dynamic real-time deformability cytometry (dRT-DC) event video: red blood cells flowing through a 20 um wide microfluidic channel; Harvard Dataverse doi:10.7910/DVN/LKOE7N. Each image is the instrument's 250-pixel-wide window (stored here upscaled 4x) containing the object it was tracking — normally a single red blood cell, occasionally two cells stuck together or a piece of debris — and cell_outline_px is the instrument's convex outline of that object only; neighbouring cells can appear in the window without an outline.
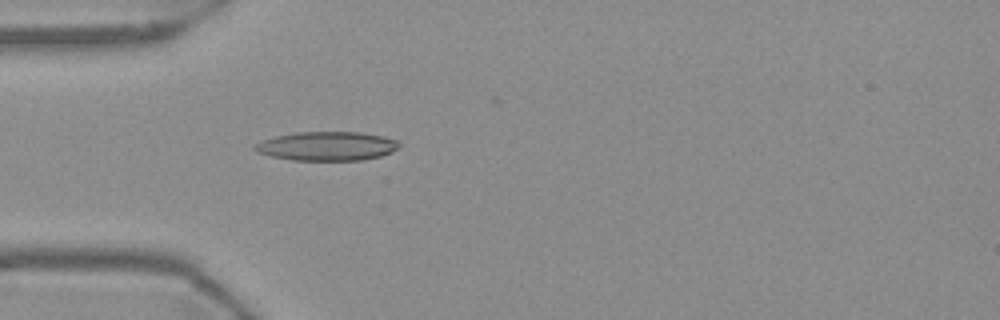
{"species": "Egyptian fruit bat (a non-hibernating species)", "species_latin": "Rousettus aegyptiacus", "temperature_condition": "warm", "stored_images_in_passage": 56, "camera_frame_rate_fps": 3000, "um_per_image_px": 0.085, "frame": {"image": 1, "passage_image": 18, "time_ms": 5.667, "image_size_px": [1000, 320], "cell_outline_px": [[400, 148], [392, 152], [380, 156], [360, 160], [292, 160], [272, 156], [256, 152], [252, 148], [256, 144], [264, 140], [276, 136], [296, 132], [360, 132], [384, 136], [396, 140], [400, 144]], "centroid_in_image_um": [27.81, 12.42], "position_along_channel_um": 57.2, "area_um2": 24.33}}
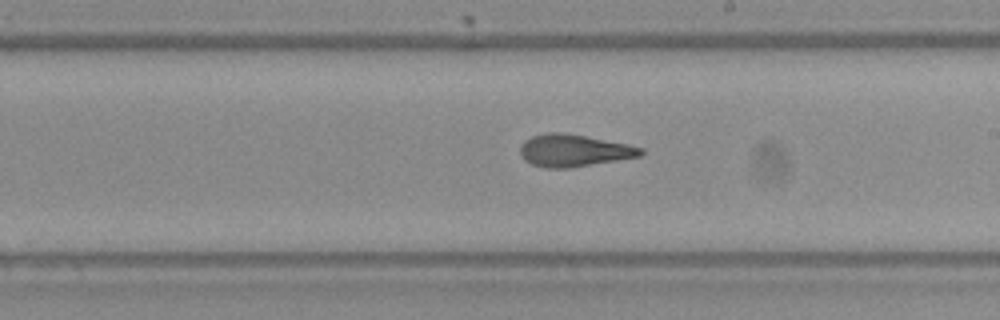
{"frame": {"image": 2, "passage_image": 33, "time_ms": 10.667, "image_size_px": [1000, 320], "cell_outline_px": [[644, 152], [640, 156], [568, 168], [544, 168], [532, 164], [524, 160], [520, 156], [520, 144], [524, 140], [532, 136], [548, 132], [564, 132], [628, 144], [644, 148]], "centroid_in_image_um": [48.73, 12.79], "position_along_channel_um": 240.3, "area_um2": 22.66}}
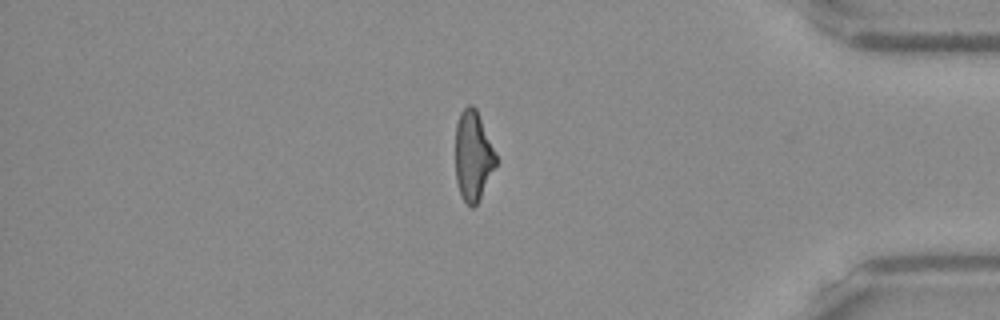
{"frame": {"image": 3, "passage_image": 48, "time_ms": 15.667, "image_size_px": [1000, 320], "cell_outline_px": [[496, 164], [476, 204], [472, 208], [464, 200], [460, 192], [456, 180], [456, 124], [460, 112], [468, 104], [472, 104], [476, 108], [496, 156]], "centroid_in_image_um": [40.18, 13.21], "position_along_channel_um": 395.0, "area_um2": 20.58}, "authors_computed_cell_mechanics": {"area_um2": 22.5709, "velocity_mm_per_s": 3.7254, "shape_relaxation_time_tau1_ms": null, "shape_relaxation_time_tau2_ms": 2.4238, "deformation_change_tau1": null, "deformation_change_tau2": 0.1113}}